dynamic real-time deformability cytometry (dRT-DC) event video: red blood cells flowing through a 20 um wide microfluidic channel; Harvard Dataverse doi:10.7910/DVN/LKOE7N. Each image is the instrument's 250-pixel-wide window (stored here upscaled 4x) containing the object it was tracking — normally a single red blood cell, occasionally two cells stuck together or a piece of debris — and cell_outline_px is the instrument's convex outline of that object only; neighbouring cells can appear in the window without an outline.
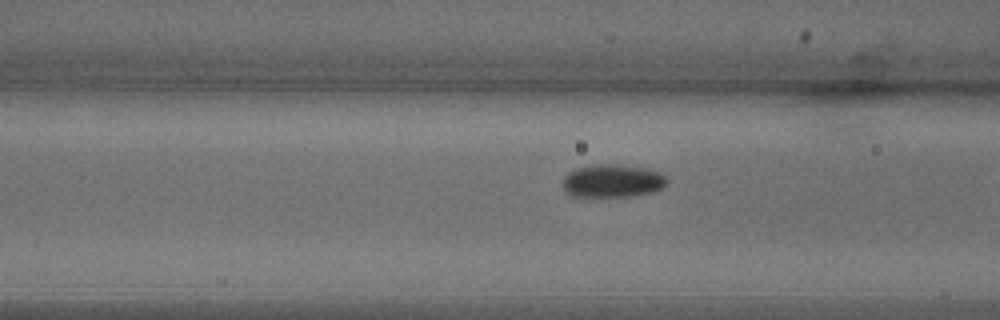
{"species": "common noctule bat (a hibernating species)", "species_latin": "Nyctalus noctula", "temperature_condition": "warm", "stored_images_in_passage": 17, "camera_frame_rate_fps": 3000, "um_per_image_px": 0.085, "animal": {"sex": "male", "body_mass_g": 18.8}, "frame": {"image": 1, "passage_image": 16, "time_ms": 5.0, "image_size_px": [1000, 320], "cell_outline_px": [[668, 180], [660, 188], [652, 192], [632, 196], [572, 196], [564, 188], [564, 176], [568, 172], [576, 168], [592, 164], [616, 164], [644, 168], [660, 172]], "centroid_in_image_um": [52.04, 15.36], "position_along_channel_um": 114.6, "area_um2": 19.83}}